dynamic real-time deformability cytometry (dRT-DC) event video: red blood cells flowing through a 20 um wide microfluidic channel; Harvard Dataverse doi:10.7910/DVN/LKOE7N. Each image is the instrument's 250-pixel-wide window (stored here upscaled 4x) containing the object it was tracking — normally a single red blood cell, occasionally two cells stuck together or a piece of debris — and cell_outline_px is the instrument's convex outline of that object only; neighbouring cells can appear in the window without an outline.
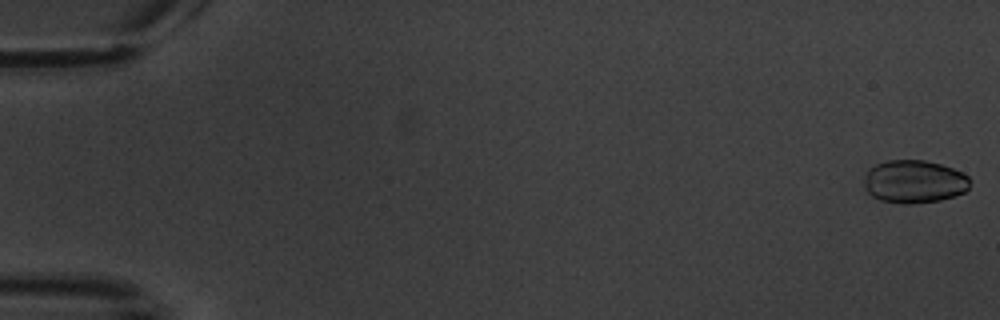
{"species": "common noctule bat (a hibernating species)", "species_latin": "Nyctalus noctula", "temperature_condition": "warm", "stored_images_in_passage": 5, "camera_frame_rate_fps": 3000, "um_per_image_px": 0.085, "animal": {"sex": "male", "body_mass_g": 20.1, "forearm_length_mm": 53.5}, "frame": {"image": 1, "passage_image": 1, "time_ms": 0.0, "image_size_px": [1000, 320], "cell_outline_px": [[972, 180], [968, 188], [964, 192], [956, 196], [940, 200], [912, 204], [904, 204], [880, 200], [872, 196], [864, 188], [864, 176], [868, 168], [876, 164], [888, 160], [924, 160], [940, 164], [952, 168], [968, 176]], "centroid_in_image_um": [77.7, 15.44], "position_along_channel_um": 7.3, "area_um2": 26.76}}